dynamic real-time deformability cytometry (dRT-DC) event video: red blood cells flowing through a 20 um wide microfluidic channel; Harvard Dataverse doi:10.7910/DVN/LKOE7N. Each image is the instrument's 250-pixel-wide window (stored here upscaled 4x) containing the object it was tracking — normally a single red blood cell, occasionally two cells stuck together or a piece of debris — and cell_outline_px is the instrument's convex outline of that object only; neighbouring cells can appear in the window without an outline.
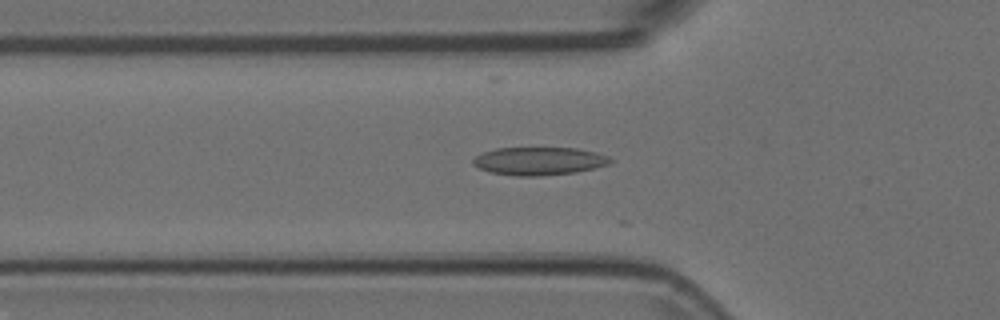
{"species": "Egyptian fruit bat (a non-hibernating species)", "species_latin": "Rousettus aegyptiacus", "temperature_condition": "room temperature", "stored_images_in_passage": 10, "camera_frame_rate_fps": 3000, "um_per_image_px": 0.085, "animal": {"sex": "female"}, "frame": {"image": 1, "passage_image": 4, "time_ms": 1.0, "image_size_px": [1000, 320], "cell_outline_px": [[612, 160], [608, 164], [576, 172], [540, 176], [516, 176], [488, 172], [472, 164], [472, 160], [476, 156], [484, 152], [496, 148], [576, 148], [596, 152], [608, 156]], "centroid_in_image_um": [45.79, 13.69], "position_along_channel_um": 80.0, "area_um2": 22.31}}
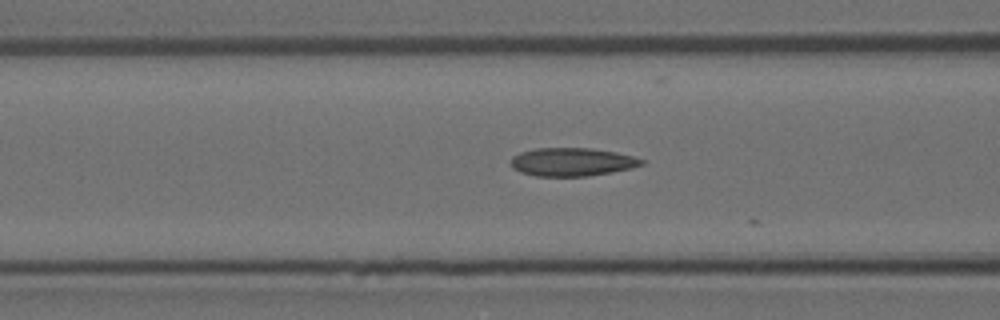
{"frame": {"image": 2, "passage_image": 7, "time_ms": 2.0, "image_size_px": [1000, 320], "cell_outline_px": [[644, 164], [632, 168], [612, 172], [588, 176], [536, 176], [520, 172], [512, 168], [512, 156], [520, 152], [536, 148], [592, 148], [616, 152], [632, 156], [644, 160]], "centroid_in_image_um": [48.62, 13.76], "position_along_channel_um": 118.0, "area_um2": 21.56}}